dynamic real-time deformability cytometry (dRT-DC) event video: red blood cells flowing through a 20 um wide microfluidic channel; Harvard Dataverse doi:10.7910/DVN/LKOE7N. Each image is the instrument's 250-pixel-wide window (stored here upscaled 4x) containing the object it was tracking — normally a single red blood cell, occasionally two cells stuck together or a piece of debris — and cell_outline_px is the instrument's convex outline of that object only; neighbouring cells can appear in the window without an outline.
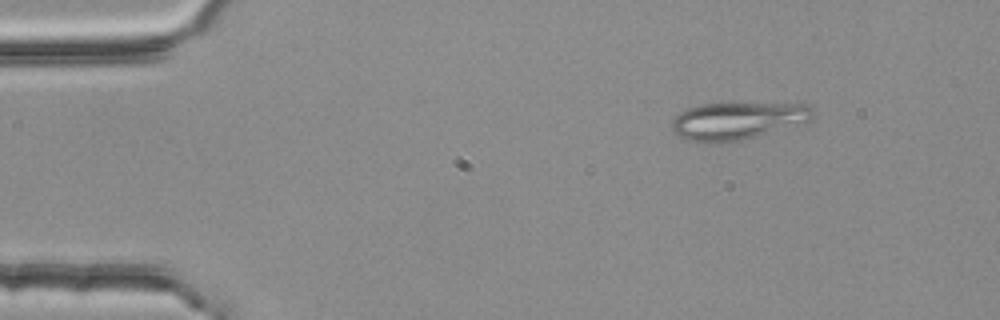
{"species": "common noctule bat (a hibernating species)", "species_latin": "Nyctalus noctula", "temperature_condition": "room temperature", "stored_images_in_passage": 3, "camera_frame_rate_fps": 3000, "um_per_image_px": 0.085, "animal": {"sex": "female", "body_mass_g": 25.1}, "frame": {"image": 1, "passage_image": 2, "time_ms": 0.333, "image_size_px": [1000, 320], "cell_outline_px": [[816, 116], [812, 120], [804, 124], [740, 140], [692, 140], [680, 136], [672, 128], [672, 120], [680, 112], [688, 108], [700, 104], [812, 104], [816, 112]], "centroid_in_image_um": [62.84, 10.22], "position_along_channel_um": 22.2, "area_um2": 30.11}}